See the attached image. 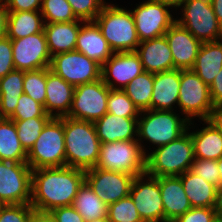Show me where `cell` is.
Returning a JSON list of instances; mask_svg holds the SVG:
<instances>
[{"instance_id": "obj_1", "label": "cell", "mask_w": 222, "mask_h": 222, "mask_svg": "<svg viewBox=\"0 0 222 222\" xmlns=\"http://www.w3.org/2000/svg\"><path fill=\"white\" fill-rule=\"evenodd\" d=\"M85 182V171L69 166L32 170L31 206L50 212L54 208L72 206L79 188Z\"/></svg>"}, {"instance_id": "obj_2", "label": "cell", "mask_w": 222, "mask_h": 222, "mask_svg": "<svg viewBox=\"0 0 222 222\" xmlns=\"http://www.w3.org/2000/svg\"><path fill=\"white\" fill-rule=\"evenodd\" d=\"M66 166L89 170L96 167L101 142L94 122L63 116Z\"/></svg>"}, {"instance_id": "obj_3", "label": "cell", "mask_w": 222, "mask_h": 222, "mask_svg": "<svg viewBox=\"0 0 222 222\" xmlns=\"http://www.w3.org/2000/svg\"><path fill=\"white\" fill-rule=\"evenodd\" d=\"M194 160V144L187 129L178 139L146 155V174L153 177L180 176L191 169Z\"/></svg>"}, {"instance_id": "obj_4", "label": "cell", "mask_w": 222, "mask_h": 222, "mask_svg": "<svg viewBox=\"0 0 222 222\" xmlns=\"http://www.w3.org/2000/svg\"><path fill=\"white\" fill-rule=\"evenodd\" d=\"M94 21L114 53L138 49L140 40L131 10L106 3Z\"/></svg>"}, {"instance_id": "obj_5", "label": "cell", "mask_w": 222, "mask_h": 222, "mask_svg": "<svg viewBox=\"0 0 222 222\" xmlns=\"http://www.w3.org/2000/svg\"><path fill=\"white\" fill-rule=\"evenodd\" d=\"M140 113L144 114L142 118H138L137 141L140 144L142 139L157 147L168 144L183 135L192 124L173 111L145 110Z\"/></svg>"}, {"instance_id": "obj_6", "label": "cell", "mask_w": 222, "mask_h": 222, "mask_svg": "<svg viewBox=\"0 0 222 222\" xmlns=\"http://www.w3.org/2000/svg\"><path fill=\"white\" fill-rule=\"evenodd\" d=\"M63 117H53L27 153L32 170L66 166Z\"/></svg>"}, {"instance_id": "obj_7", "label": "cell", "mask_w": 222, "mask_h": 222, "mask_svg": "<svg viewBox=\"0 0 222 222\" xmlns=\"http://www.w3.org/2000/svg\"><path fill=\"white\" fill-rule=\"evenodd\" d=\"M137 140L101 143L96 168L133 176L146 173V152Z\"/></svg>"}, {"instance_id": "obj_8", "label": "cell", "mask_w": 222, "mask_h": 222, "mask_svg": "<svg viewBox=\"0 0 222 222\" xmlns=\"http://www.w3.org/2000/svg\"><path fill=\"white\" fill-rule=\"evenodd\" d=\"M181 6L183 17L176 22L201 43L222 39V25L216 19L211 0H183L175 8Z\"/></svg>"}, {"instance_id": "obj_9", "label": "cell", "mask_w": 222, "mask_h": 222, "mask_svg": "<svg viewBox=\"0 0 222 222\" xmlns=\"http://www.w3.org/2000/svg\"><path fill=\"white\" fill-rule=\"evenodd\" d=\"M178 106L189 122L192 117L208 120L215 109L209 86L192 69L180 70Z\"/></svg>"}, {"instance_id": "obj_10", "label": "cell", "mask_w": 222, "mask_h": 222, "mask_svg": "<svg viewBox=\"0 0 222 222\" xmlns=\"http://www.w3.org/2000/svg\"><path fill=\"white\" fill-rule=\"evenodd\" d=\"M171 7L176 6L165 0H147L131 11L140 42L165 35L176 22L168 10Z\"/></svg>"}, {"instance_id": "obj_11", "label": "cell", "mask_w": 222, "mask_h": 222, "mask_svg": "<svg viewBox=\"0 0 222 222\" xmlns=\"http://www.w3.org/2000/svg\"><path fill=\"white\" fill-rule=\"evenodd\" d=\"M110 88L102 78L75 86L72 106L67 117L95 122L107 113Z\"/></svg>"}, {"instance_id": "obj_12", "label": "cell", "mask_w": 222, "mask_h": 222, "mask_svg": "<svg viewBox=\"0 0 222 222\" xmlns=\"http://www.w3.org/2000/svg\"><path fill=\"white\" fill-rule=\"evenodd\" d=\"M32 169L27 163L0 160V205L30 204Z\"/></svg>"}, {"instance_id": "obj_13", "label": "cell", "mask_w": 222, "mask_h": 222, "mask_svg": "<svg viewBox=\"0 0 222 222\" xmlns=\"http://www.w3.org/2000/svg\"><path fill=\"white\" fill-rule=\"evenodd\" d=\"M49 68L67 83L77 86L100 79L102 66L74 50L52 56Z\"/></svg>"}, {"instance_id": "obj_14", "label": "cell", "mask_w": 222, "mask_h": 222, "mask_svg": "<svg viewBox=\"0 0 222 222\" xmlns=\"http://www.w3.org/2000/svg\"><path fill=\"white\" fill-rule=\"evenodd\" d=\"M144 177H147L148 180L146 178L145 181ZM129 195L143 222H164L159 177H153L146 173L135 176Z\"/></svg>"}, {"instance_id": "obj_15", "label": "cell", "mask_w": 222, "mask_h": 222, "mask_svg": "<svg viewBox=\"0 0 222 222\" xmlns=\"http://www.w3.org/2000/svg\"><path fill=\"white\" fill-rule=\"evenodd\" d=\"M135 176L124 173L92 168L85 171V182L107 205L129 196Z\"/></svg>"}, {"instance_id": "obj_16", "label": "cell", "mask_w": 222, "mask_h": 222, "mask_svg": "<svg viewBox=\"0 0 222 222\" xmlns=\"http://www.w3.org/2000/svg\"><path fill=\"white\" fill-rule=\"evenodd\" d=\"M15 70L49 68L51 55L44 31L20 39H11Z\"/></svg>"}, {"instance_id": "obj_17", "label": "cell", "mask_w": 222, "mask_h": 222, "mask_svg": "<svg viewBox=\"0 0 222 222\" xmlns=\"http://www.w3.org/2000/svg\"><path fill=\"white\" fill-rule=\"evenodd\" d=\"M142 72L144 69L135 51L116 52L102 65L101 78L110 89H123ZM115 82L122 87H118Z\"/></svg>"}, {"instance_id": "obj_18", "label": "cell", "mask_w": 222, "mask_h": 222, "mask_svg": "<svg viewBox=\"0 0 222 222\" xmlns=\"http://www.w3.org/2000/svg\"><path fill=\"white\" fill-rule=\"evenodd\" d=\"M165 37L172 53L175 69H192L202 43L177 22L168 29Z\"/></svg>"}, {"instance_id": "obj_19", "label": "cell", "mask_w": 222, "mask_h": 222, "mask_svg": "<svg viewBox=\"0 0 222 222\" xmlns=\"http://www.w3.org/2000/svg\"><path fill=\"white\" fill-rule=\"evenodd\" d=\"M75 86L46 68V98L44 109L52 117L67 116L70 112ZM56 110V111H54ZM54 112V113H53Z\"/></svg>"}, {"instance_id": "obj_20", "label": "cell", "mask_w": 222, "mask_h": 222, "mask_svg": "<svg viewBox=\"0 0 222 222\" xmlns=\"http://www.w3.org/2000/svg\"><path fill=\"white\" fill-rule=\"evenodd\" d=\"M140 49H136L144 71L160 73L175 69L172 53L168 41L164 36L139 43Z\"/></svg>"}, {"instance_id": "obj_21", "label": "cell", "mask_w": 222, "mask_h": 222, "mask_svg": "<svg viewBox=\"0 0 222 222\" xmlns=\"http://www.w3.org/2000/svg\"><path fill=\"white\" fill-rule=\"evenodd\" d=\"M75 50L86 55L101 66L114 53L95 21L82 22L77 36Z\"/></svg>"}, {"instance_id": "obj_22", "label": "cell", "mask_w": 222, "mask_h": 222, "mask_svg": "<svg viewBox=\"0 0 222 222\" xmlns=\"http://www.w3.org/2000/svg\"><path fill=\"white\" fill-rule=\"evenodd\" d=\"M164 222H174L192 206L178 176L159 177Z\"/></svg>"}, {"instance_id": "obj_23", "label": "cell", "mask_w": 222, "mask_h": 222, "mask_svg": "<svg viewBox=\"0 0 222 222\" xmlns=\"http://www.w3.org/2000/svg\"><path fill=\"white\" fill-rule=\"evenodd\" d=\"M101 143L137 140L138 117H121L106 113L94 122Z\"/></svg>"}, {"instance_id": "obj_24", "label": "cell", "mask_w": 222, "mask_h": 222, "mask_svg": "<svg viewBox=\"0 0 222 222\" xmlns=\"http://www.w3.org/2000/svg\"><path fill=\"white\" fill-rule=\"evenodd\" d=\"M179 88V69L154 74L151 110L173 111V105H178Z\"/></svg>"}, {"instance_id": "obj_25", "label": "cell", "mask_w": 222, "mask_h": 222, "mask_svg": "<svg viewBox=\"0 0 222 222\" xmlns=\"http://www.w3.org/2000/svg\"><path fill=\"white\" fill-rule=\"evenodd\" d=\"M80 22L84 21L45 23L44 33L51 57L75 50Z\"/></svg>"}, {"instance_id": "obj_26", "label": "cell", "mask_w": 222, "mask_h": 222, "mask_svg": "<svg viewBox=\"0 0 222 222\" xmlns=\"http://www.w3.org/2000/svg\"><path fill=\"white\" fill-rule=\"evenodd\" d=\"M221 69L222 39L214 42L202 43L192 70L210 87Z\"/></svg>"}, {"instance_id": "obj_27", "label": "cell", "mask_w": 222, "mask_h": 222, "mask_svg": "<svg viewBox=\"0 0 222 222\" xmlns=\"http://www.w3.org/2000/svg\"><path fill=\"white\" fill-rule=\"evenodd\" d=\"M184 187L192 207L213 208L215 205L217 187L208 183L203 177L188 170L178 176Z\"/></svg>"}, {"instance_id": "obj_28", "label": "cell", "mask_w": 222, "mask_h": 222, "mask_svg": "<svg viewBox=\"0 0 222 222\" xmlns=\"http://www.w3.org/2000/svg\"><path fill=\"white\" fill-rule=\"evenodd\" d=\"M206 127L190 132L194 144V156L198 159L218 160L222 156V135L209 121L203 120Z\"/></svg>"}, {"instance_id": "obj_29", "label": "cell", "mask_w": 222, "mask_h": 222, "mask_svg": "<svg viewBox=\"0 0 222 222\" xmlns=\"http://www.w3.org/2000/svg\"><path fill=\"white\" fill-rule=\"evenodd\" d=\"M44 25L41 11L8 12L6 35L20 39L44 31Z\"/></svg>"}, {"instance_id": "obj_30", "label": "cell", "mask_w": 222, "mask_h": 222, "mask_svg": "<svg viewBox=\"0 0 222 222\" xmlns=\"http://www.w3.org/2000/svg\"><path fill=\"white\" fill-rule=\"evenodd\" d=\"M0 160L27 163V152L19 141L14 121L9 118L0 123Z\"/></svg>"}, {"instance_id": "obj_31", "label": "cell", "mask_w": 222, "mask_h": 222, "mask_svg": "<svg viewBox=\"0 0 222 222\" xmlns=\"http://www.w3.org/2000/svg\"><path fill=\"white\" fill-rule=\"evenodd\" d=\"M23 70H13L0 78V109L8 118L17 106L19 97L23 92Z\"/></svg>"}, {"instance_id": "obj_32", "label": "cell", "mask_w": 222, "mask_h": 222, "mask_svg": "<svg viewBox=\"0 0 222 222\" xmlns=\"http://www.w3.org/2000/svg\"><path fill=\"white\" fill-rule=\"evenodd\" d=\"M72 206L85 221L108 216V205L92 191L86 182L79 188Z\"/></svg>"}, {"instance_id": "obj_33", "label": "cell", "mask_w": 222, "mask_h": 222, "mask_svg": "<svg viewBox=\"0 0 222 222\" xmlns=\"http://www.w3.org/2000/svg\"><path fill=\"white\" fill-rule=\"evenodd\" d=\"M154 74L147 71L136 76L122 90L132 100L139 111L151 110Z\"/></svg>"}, {"instance_id": "obj_34", "label": "cell", "mask_w": 222, "mask_h": 222, "mask_svg": "<svg viewBox=\"0 0 222 222\" xmlns=\"http://www.w3.org/2000/svg\"><path fill=\"white\" fill-rule=\"evenodd\" d=\"M52 118L53 117H34L27 120H13L19 141L27 153L33 147L45 125Z\"/></svg>"}, {"instance_id": "obj_35", "label": "cell", "mask_w": 222, "mask_h": 222, "mask_svg": "<svg viewBox=\"0 0 222 222\" xmlns=\"http://www.w3.org/2000/svg\"><path fill=\"white\" fill-rule=\"evenodd\" d=\"M41 14L45 23L83 21L75 16L67 0H42Z\"/></svg>"}, {"instance_id": "obj_36", "label": "cell", "mask_w": 222, "mask_h": 222, "mask_svg": "<svg viewBox=\"0 0 222 222\" xmlns=\"http://www.w3.org/2000/svg\"><path fill=\"white\" fill-rule=\"evenodd\" d=\"M23 92L43 106L46 98V68L24 71Z\"/></svg>"}, {"instance_id": "obj_37", "label": "cell", "mask_w": 222, "mask_h": 222, "mask_svg": "<svg viewBox=\"0 0 222 222\" xmlns=\"http://www.w3.org/2000/svg\"><path fill=\"white\" fill-rule=\"evenodd\" d=\"M107 112L121 117H139V109L122 89H111L108 95Z\"/></svg>"}, {"instance_id": "obj_38", "label": "cell", "mask_w": 222, "mask_h": 222, "mask_svg": "<svg viewBox=\"0 0 222 222\" xmlns=\"http://www.w3.org/2000/svg\"><path fill=\"white\" fill-rule=\"evenodd\" d=\"M110 222H143L131 196H127L108 205Z\"/></svg>"}, {"instance_id": "obj_39", "label": "cell", "mask_w": 222, "mask_h": 222, "mask_svg": "<svg viewBox=\"0 0 222 222\" xmlns=\"http://www.w3.org/2000/svg\"><path fill=\"white\" fill-rule=\"evenodd\" d=\"M34 117H52L46 113L44 106L26 94H22L15 111L8 117L11 120H27Z\"/></svg>"}, {"instance_id": "obj_40", "label": "cell", "mask_w": 222, "mask_h": 222, "mask_svg": "<svg viewBox=\"0 0 222 222\" xmlns=\"http://www.w3.org/2000/svg\"><path fill=\"white\" fill-rule=\"evenodd\" d=\"M75 16L83 21H94L103 6L104 0H67Z\"/></svg>"}, {"instance_id": "obj_41", "label": "cell", "mask_w": 222, "mask_h": 222, "mask_svg": "<svg viewBox=\"0 0 222 222\" xmlns=\"http://www.w3.org/2000/svg\"><path fill=\"white\" fill-rule=\"evenodd\" d=\"M190 170L203 177L208 183L219 187L220 173L217 160L195 158Z\"/></svg>"}, {"instance_id": "obj_42", "label": "cell", "mask_w": 222, "mask_h": 222, "mask_svg": "<svg viewBox=\"0 0 222 222\" xmlns=\"http://www.w3.org/2000/svg\"><path fill=\"white\" fill-rule=\"evenodd\" d=\"M33 210L31 204L0 205V222H28Z\"/></svg>"}, {"instance_id": "obj_43", "label": "cell", "mask_w": 222, "mask_h": 222, "mask_svg": "<svg viewBox=\"0 0 222 222\" xmlns=\"http://www.w3.org/2000/svg\"><path fill=\"white\" fill-rule=\"evenodd\" d=\"M216 219L214 208L192 207L174 222H215Z\"/></svg>"}, {"instance_id": "obj_44", "label": "cell", "mask_w": 222, "mask_h": 222, "mask_svg": "<svg viewBox=\"0 0 222 222\" xmlns=\"http://www.w3.org/2000/svg\"><path fill=\"white\" fill-rule=\"evenodd\" d=\"M11 39L6 35L0 38V78L15 70Z\"/></svg>"}, {"instance_id": "obj_45", "label": "cell", "mask_w": 222, "mask_h": 222, "mask_svg": "<svg viewBox=\"0 0 222 222\" xmlns=\"http://www.w3.org/2000/svg\"><path fill=\"white\" fill-rule=\"evenodd\" d=\"M55 222H85L73 206L57 207L50 211Z\"/></svg>"}, {"instance_id": "obj_46", "label": "cell", "mask_w": 222, "mask_h": 222, "mask_svg": "<svg viewBox=\"0 0 222 222\" xmlns=\"http://www.w3.org/2000/svg\"><path fill=\"white\" fill-rule=\"evenodd\" d=\"M8 12L41 11L42 0H3Z\"/></svg>"}, {"instance_id": "obj_47", "label": "cell", "mask_w": 222, "mask_h": 222, "mask_svg": "<svg viewBox=\"0 0 222 222\" xmlns=\"http://www.w3.org/2000/svg\"><path fill=\"white\" fill-rule=\"evenodd\" d=\"M210 96L215 106L222 104V69L210 85Z\"/></svg>"}, {"instance_id": "obj_48", "label": "cell", "mask_w": 222, "mask_h": 222, "mask_svg": "<svg viewBox=\"0 0 222 222\" xmlns=\"http://www.w3.org/2000/svg\"><path fill=\"white\" fill-rule=\"evenodd\" d=\"M8 9L3 0H0V38L7 34Z\"/></svg>"}, {"instance_id": "obj_49", "label": "cell", "mask_w": 222, "mask_h": 222, "mask_svg": "<svg viewBox=\"0 0 222 222\" xmlns=\"http://www.w3.org/2000/svg\"><path fill=\"white\" fill-rule=\"evenodd\" d=\"M222 135V104L215 106L208 119Z\"/></svg>"}, {"instance_id": "obj_50", "label": "cell", "mask_w": 222, "mask_h": 222, "mask_svg": "<svg viewBox=\"0 0 222 222\" xmlns=\"http://www.w3.org/2000/svg\"><path fill=\"white\" fill-rule=\"evenodd\" d=\"M28 222H55L50 212L33 210Z\"/></svg>"}, {"instance_id": "obj_51", "label": "cell", "mask_w": 222, "mask_h": 222, "mask_svg": "<svg viewBox=\"0 0 222 222\" xmlns=\"http://www.w3.org/2000/svg\"><path fill=\"white\" fill-rule=\"evenodd\" d=\"M214 211L218 219H222V187L217 188Z\"/></svg>"}, {"instance_id": "obj_52", "label": "cell", "mask_w": 222, "mask_h": 222, "mask_svg": "<svg viewBox=\"0 0 222 222\" xmlns=\"http://www.w3.org/2000/svg\"><path fill=\"white\" fill-rule=\"evenodd\" d=\"M216 19L222 25V0H211Z\"/></svg>"}, {"instance_id": "obj_53", "label": "cell", "mask_w": 222, "mask_h": 222, "mask_svg": "<svg viewBox=\"0 0 222 222\" xmlns=\"http://www.w3.org/2000/svg\"><path fill=\"white\" fill-rule=\"evenodd\" d=\"M220 178H219V187H222V156L217 160Z\"/></svg>"}, {"instance_id": "obj_54", "label": "cell", "mask_w": 222, "mask_h": 222, "mask_svg": "<svg viewBox=\"0 0 222 222\" xmlns=\"http://www.w3.org/2000/svg\"><path fill=\"white\" fill-rule=\"evenodd\" d=\"M85 222H110V221L108 219V216H106V217H101L98 219H93V220L85 221Z\"/></svg>"}, {"instance_id": "obj_55", "label": "cell", "mask_w": 222, "mask_h": 222, "mask_svg": "<svg viewBox=\"0 0 222 222\" xmlns=\"http://www.w3.org/2000/svg\"><path fill=\"white\" fill-rule=\"evenodd\" d=\"M165 1L171 2L172 4H174L176 6L179 2H181L183 0H165Z\"/></svg>"}, {"instance_id": "obj_56", "label": "cell", "mask_w": 222, "mask_h": 222, "mask_svg": "<svg viewBox=\"0 0 222 222\" xmlns=\"http://www.w3.org/2000/svg\"><path fill=\"white\" fill-rule=\"evenodd\" d=\"M6 117L2 114L0 109V123L5 119Z\"/></svg>"}, {"instance_id": "obj_57", "label": "cell", "mask_w": 222, "mask_h": 222, "mask_svg": "<svg viewBox=\"0 0 222 222\" xmlns=\"http://www.w3.org/2000/svg\"><path fill=\"white\" fill-rule=\"evenodd\" d=\"M215 222H222V219L217 218Z\"/></svg>"}]
</instances>
